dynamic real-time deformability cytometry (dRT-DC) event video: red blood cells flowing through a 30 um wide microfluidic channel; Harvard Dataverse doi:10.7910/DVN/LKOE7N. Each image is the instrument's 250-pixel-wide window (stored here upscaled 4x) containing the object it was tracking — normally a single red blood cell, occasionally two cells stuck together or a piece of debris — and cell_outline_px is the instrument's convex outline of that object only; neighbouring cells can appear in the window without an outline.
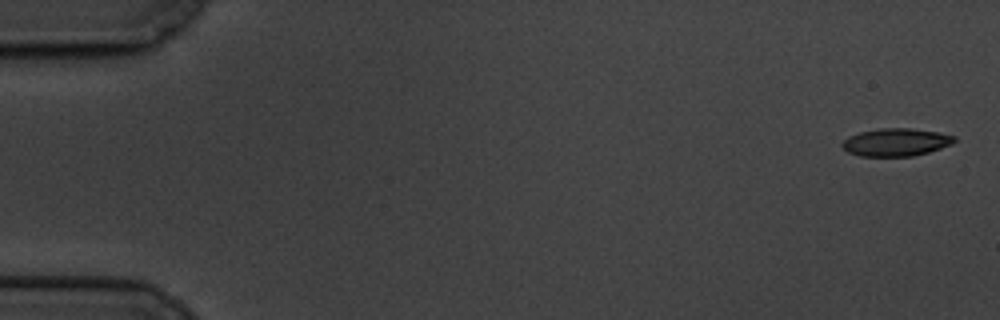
{"species": "common noctule bat (a hibernating species)", "species_latin": "Nyctalus noctula", "temperature_condition": "cold", "stored_images_in_passage": 5, "camera_frame_rate_fps": 3000, "um_per_image_px": 0.085, "animal": {"sex": "male", "body_mass_g": 19.5, "forearm_length_mm": 54.6}, "frame": {"image": 1, "passage_image": 1, "time_ms": 0.0, "image_size_px": [1000, 320], "cell_outline_px": [[956, 140], [952, 144], [928, 152], [912, 156], [860, 156], [848, 152], [840, 144], [848, 136], [860, 132], [880, 128], [912, 128], [936, 132], [956, 136]], "centroid_in_image_um": [76.15, 12.08], "position_along_channel_um": 8.9, "area_um2": 18.09}}